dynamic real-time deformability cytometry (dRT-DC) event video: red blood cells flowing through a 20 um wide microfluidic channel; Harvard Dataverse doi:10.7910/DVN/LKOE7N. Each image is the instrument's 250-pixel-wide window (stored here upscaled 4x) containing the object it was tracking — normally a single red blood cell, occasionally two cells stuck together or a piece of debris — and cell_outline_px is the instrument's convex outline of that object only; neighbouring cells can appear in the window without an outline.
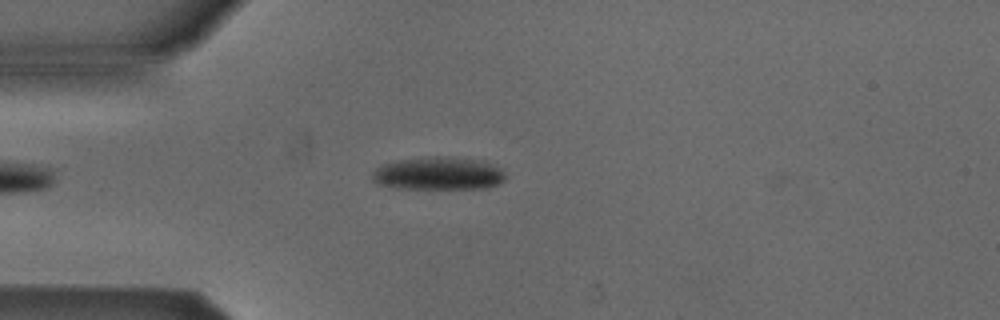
{"species": "Egyptian fruit bat (a non-hibernating species)", "species_latin": "Rousettus aegyptiacus", "temperature_condition": "cold", "stored_images_in_passage": 44, "camera_frame_rate_fps": 3000, "um_per_image_px": 0.085, "animal": {"sex": "male"}, "frame": {"image": 1, "passage_image": 8, "time_ms": 2.333, "image_size_px": [1000, 320], "cell_outline_px": [[500, 180], [492, 184], [452, 188], [436, 188], [392, 184], [380, 180], [376, 176], [384, 168], [396, 164], [468, 164], [492, 168], [500, 172]], "centroid_in_image_um": [37.33, 14.91], "position_along_channel_um": 47.7, "area_um2": 17.8}}
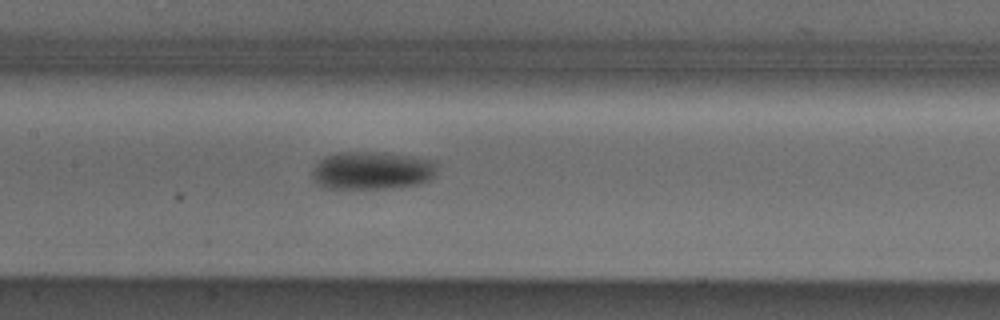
{"frame": {"image": 2, "passage_image": 19, "time_ms": 6.0, "image_size_px": [1000, 320], "cell_outline_px": [[428, 172], [420, 180], [404, 184], [332, 184], [316, 176], [320, 164], [332, 156], [356, 156], [396, 160], [420, 164]], "centroid_in_image_um": [31.37, 14.53], "position_along_channel_um": 176.0, "area_um2": 18.44}}
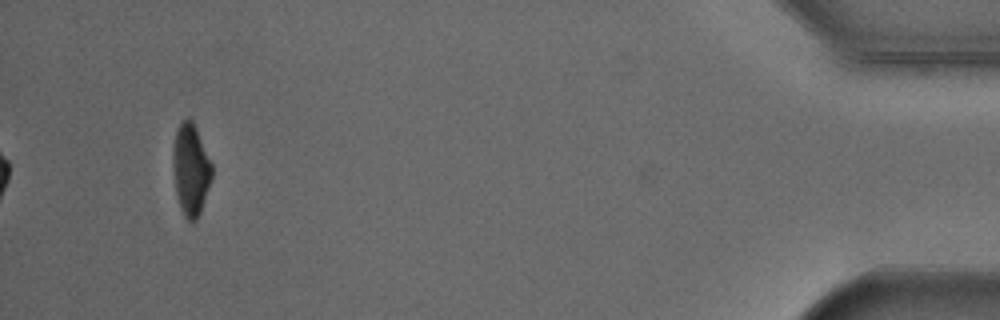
{"frame": {"image": 3, "passage_image": 44, "time_ms": 14.333, "image_size_px": [1000, 320], "cell_outline_px": [[212, 176], [200, 212], [192, 220], [188, 220], [180, 204], [176, 188], [176, 132], [180, 124], [184, 120], [188, 120], [192, 124], [212, 164]], "centroid_in_image_um": [16.27, 14.46], "position_along_channel_um": 418.9, "area_um2": 18.55}, "authors_computed_cell_mechanics": {"area_um2": 17.8313, "velocity_mm_per_s": 3.8749, "shape_relaxation_time_tau1_ms": 3.4767, "shape_relaxation_time_tau2_ms": null, "deformation_change_tau1": 0.1769, "deformation_change_tau2": null}}